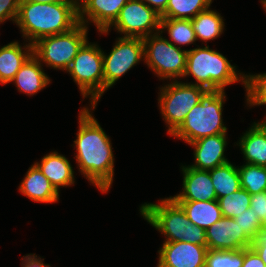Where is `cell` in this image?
<instances>
[{"instance_id":"obj_1","label":"cell","mask_w":266,"mask_h":267,"mask_svg":"<svg viewBox=\"0 0 266 267\" xmlns=\"http://www.w3.org/2000/svg\"><path fill=\"white\" fill-rule=\"evenodd\" d=\"M87 108L80 111L79 131L74 141L79 170L103 193L113 181L114 158L109 137Z\"/></svg>"},{"instance_id":"obj_2","label":"cell","mask_w":266,"mask_h":267,"mask_svg":"<svg viewBox=\"0 0 266 267\" xmlns=\"http://www.w3.org/2000/svg\"><path fill=\"white\" fill-rule=\"evenodd\" d=\"M79 3L19 2L16 24L23 36L34 44L39 39L63 34L79 24Z\"/></svg>"},{"instance_id":"obj_3","label":"cell","mask_w":266,"mask_h":267,"mask_svg":"<svg viewBox=\"0 0 266 267\" xmlns=\"http://www.w3.org/2000/svg\"><path fill=\"white\" fill-rule=\"evenodd\" d=\"M141 215L159 232L167 236L164 242H189L206 246V230L190 222L182 207L172 198L160 204L145 203Z\"/></svg>"},{"instance_id":"obj_4","label":"cell","mask_w":266,"mask_h":267,"mask_svg":"<svg viewBox=\"0 0 266 267\" xmlns=\"http://www.w3.org/2000/svg\"><path fill=\"white\" fill-rule=\"evenodd\" d=\"M224 95L223 90L207 89L172 136L192 143L203 137L226 134L227 128L222 122Z\"/></svg>"},{"instance_id":"obj_5","label":"cell","mask_w":266,"mask_h":267,"mask_svg":"<svg viewBox=\"0 0 266 267\" xmlns=\"http://www.w3.org/2000/svg\"><path fill=\"white\" fill-rule=\"evenodd\" d=\"M190 74L196 79V85L206 89L224 91L225 86L239 81L235 66L219 52L209 49L208 45L188 50L183 77Z\"/></svg>"},{"instance_id":"obj_6","label":"cell","mask_w":266,"mask_h":267,"mask_svg":"<svg viewBox=\"0 0 266 267\" xmlns=\"http://www.w3.org/2000/svg\"><path fill=\"white\" fill-rule=\"evenodd\" d=\"M87 42V27L79 23L72 30L46 36L32 44L33 55L53 68L67 70L81 47Z\"/></svg>"},{"instance_id":"obj_7","label":"cell","mask_w":266,"mask_h":267,"mask_svg":"<svg viewBox=\"0 0 266 267\" xmlns=\"http://www.w3.org/2000/svg\"><path fill=\"white\" fill-rule=\"evenodd\" d=\"M78 84L83 97L91 95L95 109L97 101L104 93L103 53L88 41L81 47L66 70Z\"/></svg>"},{"instance_id":"obj_8","label":"cell","mask_w":266,"mask_h":267,"mask_svg":"<svg viewBox=\"0 0 266 267\" xmlns=\"http://www.w3.org/2000/svg\"><path fill=\"white\" fill-rule=\"evenodd\" d=\"M206 90L202 86L180 83L177 80L161 88L160 109L169 125L170 135L181 126L188 112L200 102V97Z\"/></svg>"},{"instance_id":"obj_9","label":"cell","mask_w":266,"mask_h":267,"mask_svg":"<svg viewBox=\"0 0 266 267\" xmlns=\"http://www.w3.org/2000/svg\"><path fill=\"white\" fill-rule=\"evenodd\" d=\"M144 42V59L146 64L159 76L163 78L183 77L186 69L188 50H181L171 41L154 33L146 38Z\"/></svg>"},{"instance_id":"obj_10","label":"cell","mask_w":266,"mask_h":267,"mask_svg":"<svg viewBox=\"0 0 266 267\" xmlns=\"http://www.w3.org/2000/svg\"><path fill=\"white\" fill-rule=\"evenodd\" d=\"M144 57L142 38L121 37L108 56L103 52L104 91Z\"/></svg>"},{"instance_id":"obj_11","label":"cell","mask_w":266,"mask_h":267,"mask_svg":"<svg viewBox=\"0 0 266 267\" xmlns=\"http://www.w3.org/2000/svg\"><path fill=\"white\" fill-rule=\"evenodd\" d=\"M160 14L141 0H129L112 24L123 37L146 38L153 29H160Z\"/></svg>"},{"instance_id":"obj_12","label":"cell","mask_w":266,"mask_h":267,"mask_svg":"<svg viewBox=\"0 0 266 267\" xmlns=\"http://www.w3.org/2000/svg\"><path fill=\"white\" fill-rule=\"evenodd\" d=\"M208 250H239L249 248L252 240L233 218L222 217L206 230Z\"/></svg>"},{"instance_id":"obj_13","label":"cell","mask_w":266,"mask_h":267,"mask_svg":"<svg viewBox=\"0 0 266 267\" xmlns=\"http://www.w3.org/2000/svg\"><path fill=\"white\" fill-rule=\"evenodd\" d=\"M207 246L189 242H164L157 267H205Z\"/></svg>"},{"instance_id":"obj_14","label":"cell","mask_w":266,"mask_h":267,"mask_svg":"<svg viewBox=\"0 0 266 267\" xmlns=\"http://www.w3.org/2000/svg\"><path fill=\"white\" fill-rule=\"evenodd\" d=\"M80 1V0H79ZM129 0H81L78 4V20L79 23L85 24L84 14L88 16V20H92L96 24L100 33H108L110 26L119 16L121 8Z\"/></svg>"},{"instance_id":"obj_15","label":"cell","mask_w":266,"mask_h":267,"mask_svg":"<svg viewBox=\"0 0 266 267\" xmlns=\"http://www.w3.org/2000/svg\"><path fill=\"white\" fill-rule=\"evenodd\" d=\"M183 192L172 197L175 201H211L217 200L209 170L183 167Z\"/></svg>"},{"instance_id":"obj_16","label":"cell","mask_w":266,"mask_h":267,"mask_svg":"<svg viewBox=\"0 0 266 267\" xmlns=\"http://www.w3.org/2000/svg\"><path fill=\"white\" fill-rule=\"evenodd\" d=\"M195 148V163L190 167L198 170H210L229 161L224 157L226 134H216L200 138L189 145Z\"/></svg>"},{"instance_id":"obj_17","label":"cell","mask_w":266,"mask_h":267,"mask_svg":"<svg viewBox=\"0 0 266 267\" xmlns=\"http://www.w3.org/2000/svg\"><path fill=\"white\" fill-rule=\"evenodd\" d=\"M19 190L36 202L52 203L59 199V193L35 163L27 171Z\"/></svg>"},{"instance_id":"obj_18","label":"cell","mask_w":266,"mask_h":267,"mask_svg":"<svg viewBox=\"0 0 266 267\" xmlns=\"http://www.w3.org/2000/svg\"><path fill=\"white\" fill-rule=\"evenodd\" d=\"M239 144L246 163L266 167V120L254 123Z\"/></svg>"},{"instance_id":"obj_19","label":"cell","mask_w":266,"mask_h":267,"mask_svg":"<svg viewBox=\"0 0 266 267\" xmlns=\"http://www.w3.org/2000/svg\"><path fill=\"white\" fill-rule=\"evenodd\" d=\"M35 164L58 193L60 186L74 184L73 169L65 156L52 152L44 156L40 164L38 162Z\"/></svg>"},{"instance_id":"obj_20","label":"cell","mask_w":266,"mask_h":267,"mask_svg":"<svg viewBox=\"0 0 266 267\" xmlns=\"http://www.w3.org/2000/svg\"><path fill=\"white\" fill-rule=\"evenodd\" d=\"M18 90L28 95H34L49 84L50 79L42 71L41 61L32 54L15 74L12 80Z\"/></svg>"},{"instance_id":"obj_21","label":"cell","mask_w":266,"mask_h":267,"mask_svg":"<svg viewBox=\"0 0 266 267\" xmlns=\"http://www.w3.org/2000/svg\"><path fill=\"white\" fill-rule=\"evenodd\" d=\"M26 52L18 42H12L0 49V82H12L15 74L20 70L26 60L33 54L32 44L26 45Z\"/></svg>"},{"instance_id":"obj_22","label":"cell","mask_w":266,"mask_h":267,"mask_svg":"<svg viewBox=\"0 0 266 267\" xmlns=\"http://www.w3.org/2000/svg\"><path fill=\"white\" fill-rule=\"evenodd\" d=\"M176 202L192 224L205 230L223 217L218 200Z\"/></svg>"},{"instance_id":"obj_23","label":"cell","mask_w":266,"mask_h":267,"mask_svg":"<svg viewBox=\"0 0 266 267\" xmlns=\"http://www.w3.org/2000/svg\"><path fill=\"white\" fill-rule=\"evenodd\" d=\"M217 200L241 188L238 168L230 162L209 170Z\"/></svg>"},{"instance_id":"obj_24","label":"cell","mask_w":266,"mask_h":267,"mask_svg":"<svg viewBox=\"0 0 266 267\" xmlns=\"http://www.w3.org/2000/svg\"><path fill=\"white\" fill-rule=\"evenodd\" d=\"M192 27L196 39L203 41L213 40L223 32L224 22L219 13L209 8L198 13L192 20Z\"/></svg>"},{"instance_id":"obj_25","label":"cell","mask_w":266,"mask_h":267,"mask_svg":"<svg viewBox=\"0 0 266 267\" xmlns=\"http://www.w3.org/2000/svg\"><path fill=\"white\" fill-rule=\"evenodd\" d=\"M212 0H168L161 18L192 20L198 13L207 10Z\"/></svg>"},{"instance_id":"obj_26","label":"cell","mask_w":266,"mask_h":267,"mask_svg":"<svg viewBox=\"0 0 266 267\" xmlns=\"http://www.w3.org/2000/svg\"><path fill=\"white\" fill-rule=\"evenodd\" d=\"M238 171L241 188L250 195L266 191V167L246 163Z\"/></svg>"},{"instance_id":"obj_27","label":"cell","mask_w":266,"mask_h":267,"mask_svg":"<svg viewBox=\"0 0 266 267\" xmlns=\"http://www.w3.org/2000/svg\"><path fill=\"white\" fill-rule=\"evenodd\" d=\"M168 30L170 39L177 44H191L195 42L196 35L192 27L191 20L188 19H174V18H161L160 29Z\"/></svg>"},{"instance_id":"obj_28","label":"cell","mask_w":266,"mask_h":267,"mask_svg":"<svg viewBox=\"0 0 266 267\" xmlns=\"http://www.w3.org/2000/svg\"><path fill=\"white\" fill-rule=\"evenodd\" d=\"M223 217L235 218L250 208L251 195L243 188L218 199Z\"/></svg>"},{"instance_id":"obj_29","label":"cell","mask_w":266,"mask_h":267,"mask_svg":"<svg viewBox=\"0 0 266 267\" xmlns=\"http://www.w3.org/2000/svg\"><path fill=\"white\" fill-rule=\"evenodd\" d=\"M244 248L239 250H207L205 267H242Z\"/></svg>"},{"instance_id":"obj_30","label":"cell","mask_w":266,"mask_h":267,"mask_svg":"<svg viewBox=\"0 0 266 267\" xmlns=\"http://www.w3.org/2000/svg\"><path fill=\"white\" fill-rule=\"evenodd\" d=\"M245 84L247 102L250 105L266 104V73L258 75H242L239 77Z\"/></svg>"},{"instance_id":"obj_31","label":"cell","mask_w":266,"mask_h":267,"mask_svg":"<svg viewBox=\"0 0 266 267\" xmlns=\"http://www.w3.org/2000/svg\"><path fill=\"white\" fill-rule=\"evenodd\" d=\"M233 219L252 241H254L261 232V220L251 208L245 210L241 215Z\"/></svg>"},{"instance_id":"obj_32","label":"cell","mask_w":266,"mask_h":267,"mask_svg":"<svg viewBox=\"0 0 266 267\" xmlns=\"http://www.w3.org/2000/svg\"><path fill=\"white\" fill-rule=\"evenodd\" d=\"M20 0H0V22L12 19L16 22Z\"/></svg>"},{"instance_id":"obj_33","label":"cell","mask_w":266,"mask_h":267,"mask_svg":"<svg viewBox=\"0 0 266 267\" xmlns=\"http://www.w3.org/2000/svg\"><path fill=\"white\" fill-rule=\"evenodd\" d=\"M250 208L262 221L266 215V191L251 195Z\"/></svg>"},{"instance_id":"obj_34","label":"cell","mask_w":266,"mask_h":267,"mask_svg":"<svg viewBox=\"0 0 266 267\" xmlns=\"http://www.w3.org/2000/svg\"><path fill=\"white\" fill-rule=\"evenodd\" d=\"M242 267H266L258 254L251 248H244Z\"/></svg>"},{"instance_id":"obj_35","label":"cell","mask_w":266,"mask_h":267,"mask_svg":"<svg viewBox=\"0 0 266 267\" xmlns=\"http://www.w3.org/2000/svg\"><path fill=\"white\" fill-rule=\"evenodd\" d=\"M266 265V231H261L250 246Z\"/></svg>"},{"instance_id":"obj_36","label":"cell","mask_w":266,"mask_h":267,"mask_svg":"<svg viewBox=\"0 0 266 267\" xmlns=\"http://www.w3.org/2000/svg\"><path fill=\"white\" fill-rule=\"evenodd\" d=\"M23 260V267H50L49 264H43L41 258L38 259L34 254H32V256L31 254L24 256Z\"/></svg>"},{"instance_id":"obj_37","label":"cell","mask_w":266,"mask_h":267,"mask_svg":"<svg viewBox=\"0 0 266 267\" xmlns=\"http://www.w3.org/2000/svg\"><path fill=\"white\" fill-rule=\"evenodd\" d=\"M141 1L149 3L147 5L150 8H153L158 14H161L166 9L168 3V0H141Z\"/></svg>"},{"instance_id":"obj_38","label":"cell","mask_w":266,"mask_h":267,"mask_svg":"<svg viewBox=\"0 0 266 267\" xmlns=\"http://www.w3.org/2000/svg\"><path fill=\"white\" fill-rule=\"evenodd\" d=\"M78 0H20V2H33V3H78Z\"/></svg>"},{"instance_id":"obj_39","label":"cell","mask_w":266,"mask_h":267,"mask_svg":"<svg viewBox=\"0 0 266 267\" xmlns=\"http://www.w3.org/2000/svg\"><path fill=\"white\" fill-rule=\"evenodd\" d=\"M261 231H266V215L264 216L263 220L261 221Z\"/></svg>"},{"instance_id":"obj_40","label":"cell","mask_w":266,"mask_h":267,"mask_svg":"<svg viewBox=\"0 0 266 267\" xmlns=\"http://www.w3.org/2000/svg\"><path fill=\"white\" fill-rule=\"evenodd\" d=\"M261 2H262L263 6H264V8L266 10V0H262Z\"/></svg>"}]
</instances>
